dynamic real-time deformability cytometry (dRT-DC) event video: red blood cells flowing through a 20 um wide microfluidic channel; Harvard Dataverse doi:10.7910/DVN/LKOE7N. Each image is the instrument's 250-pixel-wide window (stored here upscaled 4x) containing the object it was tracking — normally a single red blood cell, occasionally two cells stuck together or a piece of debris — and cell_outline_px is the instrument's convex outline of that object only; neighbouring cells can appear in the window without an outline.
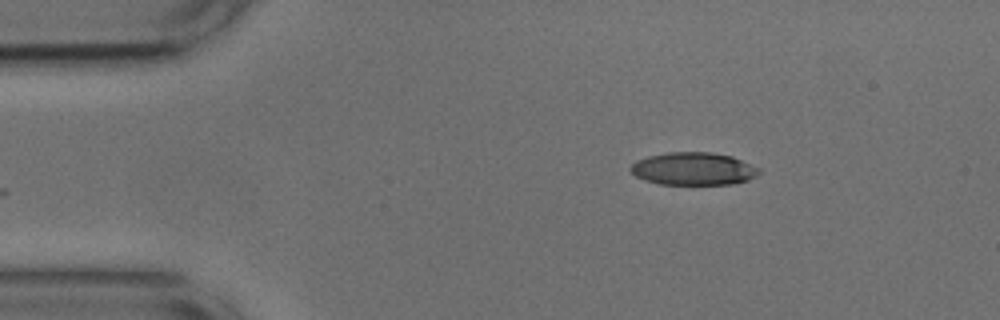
{"species": "common noctule bat (a hibernating species)", "species_latin": "Nyctalus noctula", "temperature_condition": "cold", "stored_images_in_passage": 46, "camera_frame_rate_fps": 3000, "um_per_image_px": 0.085, "animal": {"sex": "male", "body_mass_g": 17.9, "forearm_length_mm": 54.2}, "frame": {"image": 1, "passage_image": 1, "time_ms": 0.0, "image_size_px": [1000, 320], "cell_outline_px": [[760, 172], [756, 176], [748, 180], [732, 184], [660, 184], [644, 180], [636, 176], [628, 168], [636, 160], [648, 156], [668, 152], [712, 152], [732, 156], [760, 168]], "centroid_in_image_um": [58.94, 14.34], "position_along_channel_um": 26.1, "area_um2": 24.57}}
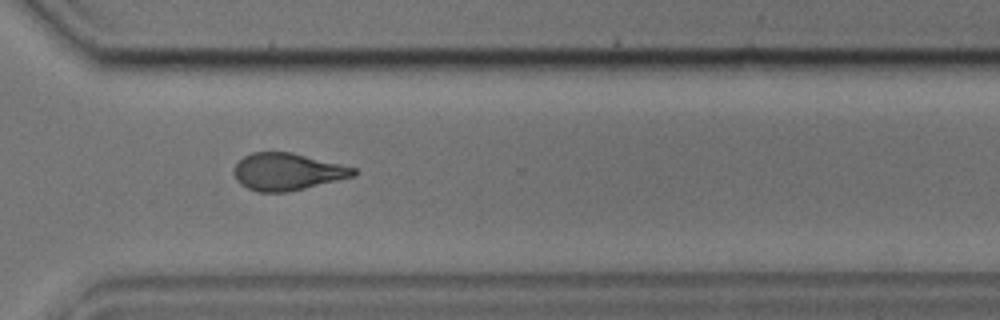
{"frame": {"image": 2, "passage_image": 31, "time_ms": 10.0, "image_size_px": [1000, 320], "cell_outline_px": [[356, 176], [288, 192], [256, 192], [240, 184], [236, 180], [236, 164], [244, 156], [252, 152], [292, 152], [356, 168]], "centroid_in_image_um": [24.44, 14.6], "position_along_channel_um": 346.2, "area_um2": 25.72}}
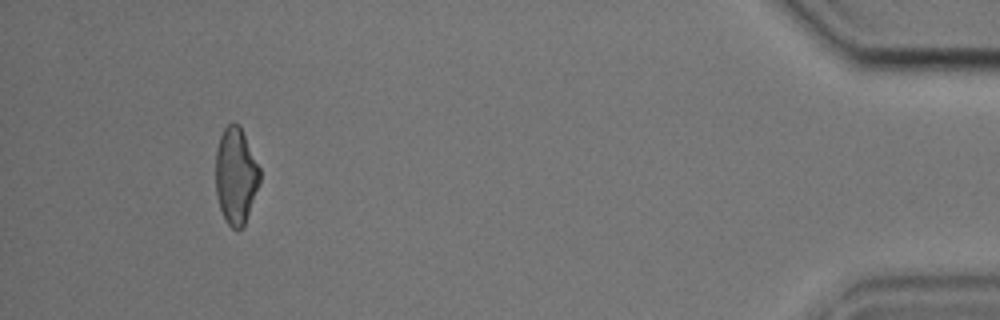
{"frame": {"image": 3, "passage_image": 42, "time_ms": 13.667, "image_size_px": [1000, 320], "cell_outline_px": [[260, 184], [244, 224], [240, 228], [232, 228], [228, 224], [220, 208], [216, 192], [216, 152], [220, 136], [224, 128], [228, 124], [240, 124], [260, 168]], "centroid_in_image_um": [20.06, 14.91], "position_along_channel_um": 415.1, "area_um2": 24.62}, "authors_computed_cell_mechanics": {"area_um2": 25.721, "velocity_mm_per_s": 3.7603, "shape_relaxation_time_tau1_ms": 5.694, "shape_relaxation_time_tau2_ms": 2.3859, "deformation_change_tau1": 0.1867, "deformation_change_tau2": 0.1069}}